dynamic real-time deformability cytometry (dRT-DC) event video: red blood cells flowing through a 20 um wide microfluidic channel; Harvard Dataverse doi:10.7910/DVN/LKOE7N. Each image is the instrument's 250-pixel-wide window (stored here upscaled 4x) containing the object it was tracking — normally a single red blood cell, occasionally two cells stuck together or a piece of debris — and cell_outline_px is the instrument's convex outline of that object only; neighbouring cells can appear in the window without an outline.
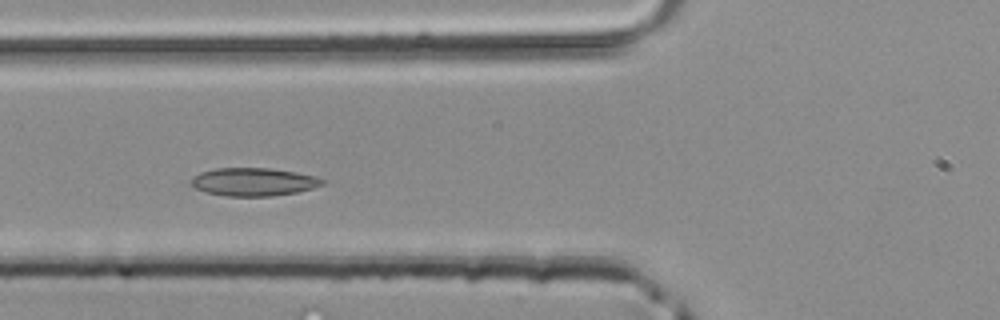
{"species": "common noctule bat (a hibernating species)", "species_latin": "Nyctalus noctula", "temperature_condition": "room temperature", "stored_images_in_passage": 31, "camera_frame_rate_fps": 3000, "um_per_image_px": 0.085, "animal": {"sex": "male", "body_mass_g": 20.4}, "frame": {"image": 1, "passage_image": 8, "time_ms": 2.333, "image_size_px": [1000, 320], "cell_outline_px": [[324, 184], [312, 188], [296, 192], [272, 196], [228, 196], [208, 192], [196, 188], [192, 184], [192, 176], [200, 172], [216, 168], [268, 168], [296, 172], [316, 176], [324, 180]], "centroid_in_image_um": [21.57, 15.45], "position_along_channel_um": 104.2, "area_um2": 21.27}}
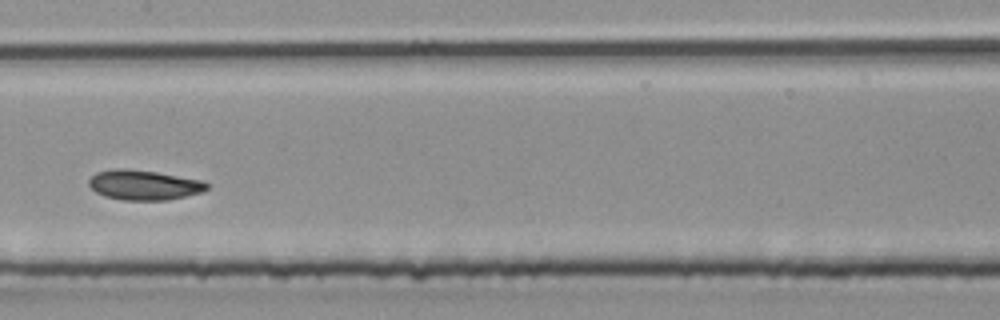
{"frame": {"image": 2, "passage_image": 14, "time_ms": 4.333, "image_size_px": [1000, 320], "cell_outline_px": [[208, 188], [200, 192], [168, 200], [124, 200], [104, 196], [96, 192], [88, 184], [88, 180], [96, 172], [112, 168], [128, 168], [156, 172], [204, 180], [208, 184]], "centroid_in_image_um": [12.21, 15.71], "position_along_channel_um": 195.2, "area_um2": 20.63}}
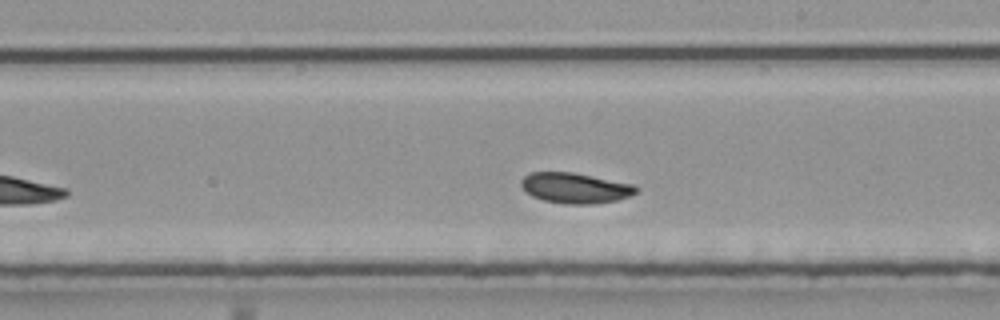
{"frame": {"image": 3, "passage_image": 17, "time_ms": 5.333, "image_size_px": [1000, 320], "cell_outline_px": [[640, 188], [636, 192], [628, 196], [616, 200], [592, 204], [568, 204], [544, 200], [532, 196], [520, 184], [520, 180], [528, 172], [572, 172], [636, 184]], "centroid_in_image_um": [48.91, 15.96], "position_along_channel_um": 240.1, "area_um2": 20.4}}